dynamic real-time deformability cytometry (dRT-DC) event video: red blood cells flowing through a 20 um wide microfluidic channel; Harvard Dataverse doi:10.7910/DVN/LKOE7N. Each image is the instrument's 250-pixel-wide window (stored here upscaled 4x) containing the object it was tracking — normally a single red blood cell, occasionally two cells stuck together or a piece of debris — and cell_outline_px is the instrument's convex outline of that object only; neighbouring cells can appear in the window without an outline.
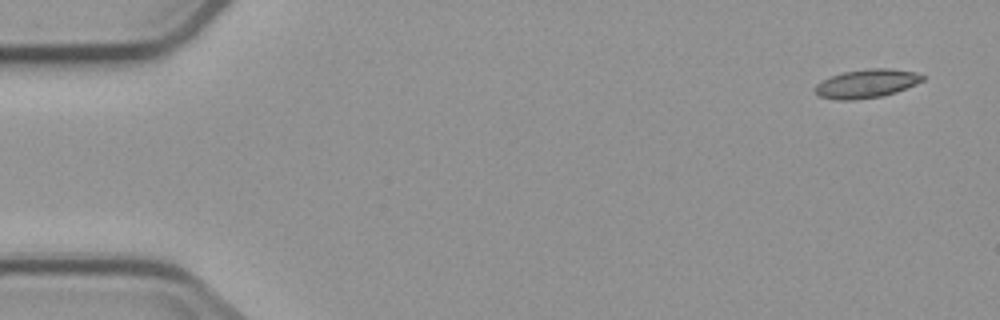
{"species": "common noctule bat (a hibernating species)", "species_latin": "Nyctalus noctula", "temperature_condition": "cold", "stored_images_in_passage": 8, "camera_frame_rate_fps": 3000, "um_per_image_px": 0.085, "animal": {"sex": "male", "body_mass_g": 23.1, "forearm_length_mm": 52.7}, "frame": {"image": 1, "passage_image": 1, "time_ms": 0.0, "image_size_px": [1000, 320], "cell_outline_px": [[924, 80], [916, 84], [896, 92], [880, 96], [852, 100], [836, 100], [820, 96], [816, 92], [816, 84], [832, 76], [844, 72], [868, 68], [888, 68], [916, 72], [924, 76]], "centroid_in_image_um": [73.69, 7.1], "position_along_channel_um": 11.3, "area_um2": 17.69}}
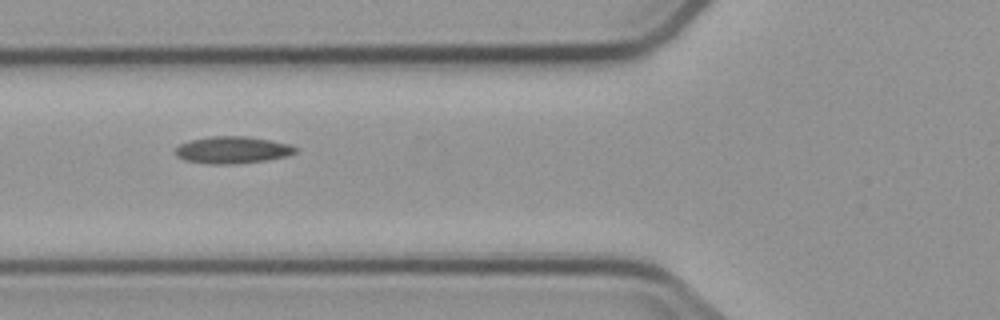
{"frame": {"image": 2, "passage_image": 6, "time_ms": 6.0, "image_size_px": [1000, 320], "cell_outline_px": [[296, 152], [288, 156], [264, 160], [232, 164], [208, 164], [184, 160], [176, 156], [176, 148], [180, 144], [192, 140], [212, 136], [248, 136], [272, 140], [288, 144], [296, 148]], "centroid_in_image_um": [19.75, 12.74], "position_along_channel_um": 106.0, "area_um2": 18.79}}
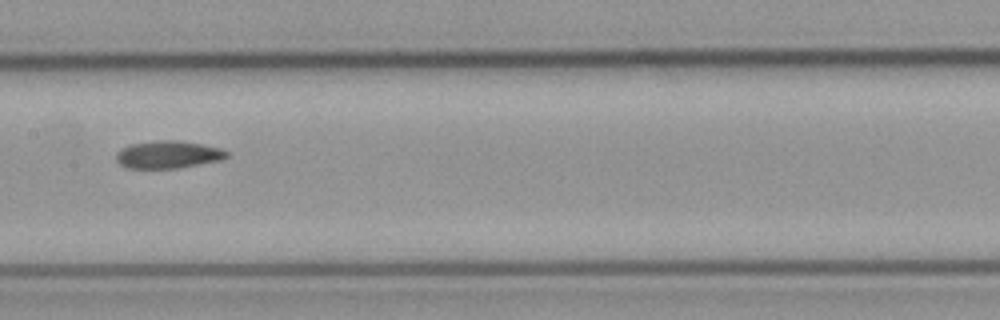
{"frame": {"image": 3, "passage_image": 8, "time_ms": 8.333, "image_size_px": [1000, 320], "cell_outline_px": [[228, 156], [220, 160], [180, 168], [128, 168], [120, 164], [116, 160], [116, 152], [132, 144], [160, 140], [180, 140], [220, 148], [228, 152]], "centroid_in_image_um": [14.29, 13.14], "position_along_channel_um": 193.1, "area_um2": 17.57}}